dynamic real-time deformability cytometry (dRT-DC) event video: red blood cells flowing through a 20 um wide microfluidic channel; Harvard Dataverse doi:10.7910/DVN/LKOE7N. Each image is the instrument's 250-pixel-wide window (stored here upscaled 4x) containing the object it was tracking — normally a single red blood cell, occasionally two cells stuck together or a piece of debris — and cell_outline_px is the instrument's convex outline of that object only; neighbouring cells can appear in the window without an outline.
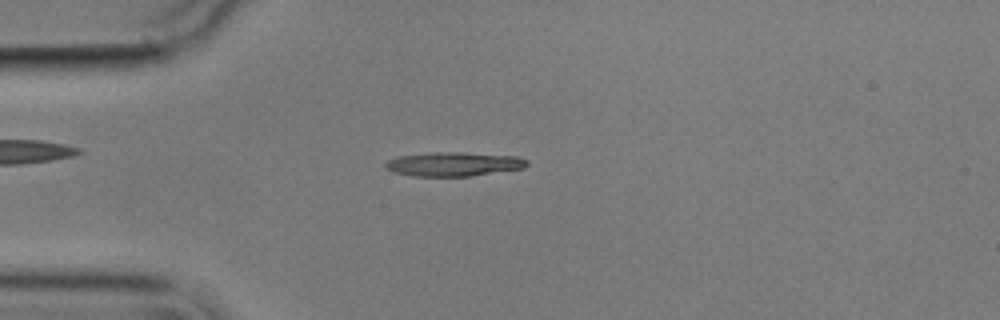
{"species": "common noctule bat (a hibernating species)", "species_latin": "Nyctalus noctula", "temperature_condition": "cold", "stored_images_in_passage": 51, "camera_frame_rate_fps": 3000, "um_per_image_px": 0.085, "animal": {"sex": "male", "body_mass_g": 17.9}, "frame": {"image": 1, "passage_image": 8, "time_ms": 2.333, "image_size_px": [1000, 320], "cell_outline_px": [[528, 164], [524, 168], [472, 176], [412, 176], [392, 172], [384, 164], [388, 160], [396, 156], [432, 152], [464, 152], [516, 156], [528, 160]], "centroid_in_image_um": [38.56, 13.94], "position_along_channel_um": 46.4, "area_um2": 20.0}}
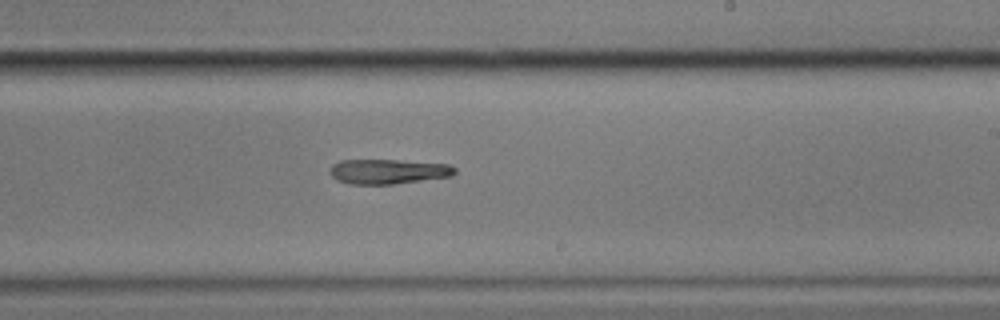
{"frame": {"image": 2, "passage_image": 27, "time_ms": 8.667, "image_size_px": [1000, 320], "cell_outline_px": [[456, 172], [452, 176], [392, 184], [348, 184], [336, 180], [332, 176], [332, 164], [340, 160], [400, 160], [448, 164], [456, 168]], "centroid_in_image_um": [33.0, 14.57], "position_along_channel_um": 256.0, "area_um2": 17.98}}
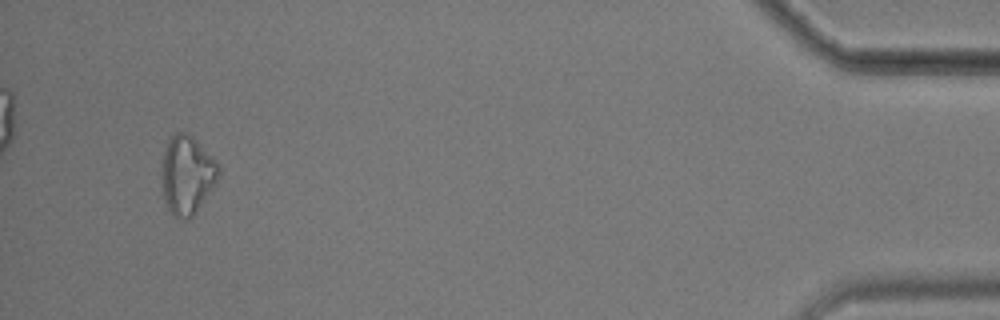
{"frame": {"image": 3, "passage_image": 47, "time_ms": 15.333, "image_size_px": [1000, 320], "cell_outline_px": [[220, 172], [212, 188], [192, 216], [188, 220], [184, 220], [172, 216], [168, 208], [164, 196], [164, 152], [168, 140], [176, 132], [188, 132], [220, 164]], "centroid_in_image_um": [15.93, 14.86], "position_along_channel_um": 419.3, "area_um2": 25.37}}